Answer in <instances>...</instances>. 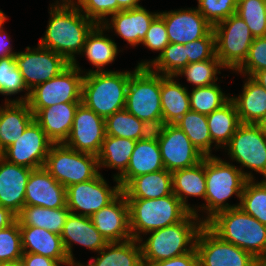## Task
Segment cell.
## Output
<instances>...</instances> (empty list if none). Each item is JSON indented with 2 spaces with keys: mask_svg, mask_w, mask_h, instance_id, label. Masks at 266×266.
I'll return each instance as SVG.
<instances>
[{
  "mask_svg": "<svg viewBox=\"0 0 266 266\" xmlns=\"http://www.w3.org/2000/svg\"><path fill=\"white\" fill-rule=\"evenodd\" d=\"M62 1L63 4L50 8L51 19L39 46L62 55L72 64L75 53L82 52L86 37L96 24L81 14L73 1Z\"/></svg>",
  "mask_w": 266,
  "mask_h": 266,
  "instance_id": "obj_1",
  "label": "cell"
},
{
  "mask_svg": "<svg viewBox=\"0 0 266 266\" xmlns=\"http://www.w3.org/2000/svg\"><path fill=\"white\" fill-rule=\"evenodd\" d=\"M206 225L223 241L236 245L254 258L266 254V225L239 207L217 213Z\"/></svg>",
  "mask_w": 266,
  "mask_h": 266,
  "instance_id": "obj_2",
  "label": "cell"
},
{
  "mask_svg": "<svg viewBox=\"0 0 266 266\" xmlns=\"http://www.w3.org/2000/svg\"><path fill=\"white\" fill-rule=\"evenodd\" d=\"M192 219L198 220V215L190 212L181 222L148 232L152 234L141 244L142 262L151 264L194 250L198 233L205 223L200 219L196 224Z\"/></svg>",
  "mask_w": 266,
  "mask_h": 266,
  "instance_id": "obj_3",
  "label": "cell"
},
{
  "mask_svg": "<svg viewBox=\"0 0 266 266\" xmlns=\"http://www.w3.org/2000/svg\"><path fill=\"white\" fill-rule=\"evenodd\" d=\"M131 74L129 71L90 70L83 79L81 102L104 119L125 109Z\"/></svg>",
  "mask_w": 266,
  "mask_h": 266,
  "instance_id": "obj_4",
  "label": "cell"
},
{
  "mask_svg": "<svg viewBox=\"0 0 266 266\" xmlns=\"http://www.w3.org/2000/svg\"><path fill=\"white\" fill-rule=\"evenodd\" d=\"M205 177L207 204L203 208L209 212L207 219L203 220L205 224L217 213L239 207V204L231 206L224 202L234 193L241 199L246 181L254 179L251 173H244L241 168L213 156H205Z\"/></svg>",
  "mask_w": 266,
  "mask_h": 266,
  "instance_id": "obj_5",
  "label": "cell"
},
{
  "mask_svg": "<svg viewBox=\"0 0 266 266\" xmlns=\"http://www.w3.org/2000/svg\"><path fill=\"white\" fill-rule=\"evenodd\" d=\"M132 238L181 222L190 211L172 193L156 199H127ZM138 231V232H137Z\"/></svg>",
  "mask_w": 266,
  "mask_h": 266,
  "instance_id": "obj_6",
  "label": "cell"
},
{
  "mask_svg": "<svg viewBox=\"0 0 266 266\" xmlns=\"http://www.w3.org/2000/svg\"><path fill=\"white\" fill-rule=\"evenodd\" d=\"M125 109L152 130L162 125L161 75L136 67L129 79Z\"/></svg>",
  "mask_w": 266,
  "mask_h": 266,
  "instance_id": "obj_7",
  "label": "cell"
},
{
  "mask_svg": "<svg viewBox=\"0 0 266 266\" xmlns=\"http://www.w3.org/2000/svg\"><path fill=\"white\" fill-rule=\"evenodd\" d=\"M44 168L65 188L99 174L96 155L76 151L64 143L51 145Z\"/></svg>",
  "mask_w": 266,
  "mask_h": 266,
  "instance_id": "obj_8",
  "label": "cell"
},
{
  "mask_svg": "<svg viewBox=\"0 0 266 266\" xmlns=\"http://www.w3.org/2000/svg\"><path fill=\"white\" fill-rule=\"evenodd\" d=\"M80 68L76 60L58 76L37 85L25 98L14 101H27L30 108H46L60 103H82V83Z\"/></svg>",
  "mask_w": 266,
  "mask_h": 266,
  "instance_id": "obj_9",
  "label": "cell"
},
{
  "mask_svg": "<svg viewBox=\"0 0 266 266\" xmlns=\"http://www.w3.org/2000/svg\"><path fill=\"white\" fill-rule=\"evenodd\" d=\"M216 57L229 69L237 70L246 60L254 40L245 21L236 13L213 26Z\"/></svg>",
  "mask_w": 266,
  "mask_h": 266,
  "instance_id": "obj_10",
  "label": "cell"
},
{
  "mask_svg": "<svg viewBox=\"0 0 266 266\" xmlns=\"http://www.w3.org/2000/svg\"><path fill=\"white\" fill-rule=\"evenodd\" d=\"M152 132L156 135L164 168L168 171L193 167L205 157L176 124H162Z\"/></svg>",
  "mask_w": 266,
  "mask_h": 266,
  "instance_id": "obj_11",
  "label": "cell"
},
{
  "mask_svg": "<svg viewBox=\"0 0 266 266\" xmlns=\"http://www.w3.org/2000/svg\"><path fill=\"white\" fill-rule=\"evenodd\" d=\"M16 66L19 69L28 90L58 76L70 63L60 54L38 46L36 50L27 47V52L15 55Z\"/></svg>",
  "mask_w": 266,
  "mask_h": 266,
  "instance_id": "obj_12",
  "label": "cell"
},
{
  "mask_svg": "<svg viewBox=\"0 0 266 266\" xmlns=\"http://www.w3.org/2000/svg\"><path fill=\"white\" fill-rule=\"evenodd\" d=\"M195 248L199 266H253L255 259L245 250L223 241L206 224L198 233Z\"/></svg>",
  "mask_w": 266,
  "mask_h": 266,
  "instance_id": "obj_13",
  "label": "cell"
},
{
  "mask_svg": "<svg viewBox=\"0 0 266 266\" xmlns=\"http://www.w3.org/2000/svg\"><path fill=\"white\" fill-rule=\"evenodd\" d=\"M122 189L119 182L112 189L99 173L92 180L73 184L66 188L67 208L70 213L82 210L77 215L91 217L103 207L111 203Z\"/></svg>",
  "mask_w": 266,
  "mask_h": 266,
  "instance_id": "obj_14",
  "label": "cell"
},
{
  "mask_svg": "<svg viewBox=\"0 0 266 266\" xmlns=\"http://www.w3.org/2000/svg\"><path fill=\"white\" fill-rule=\"evenodd\" d=\"M232 160L265 176L266 179V135L257 124H240L230 142Z\"/></svg>",
  "mask_w": 266,
  "mask_h": 266,
  "instance_id": "obj_15",
  "label": "cell"
},
{
  "mask_svg": "<svg viewBox=\"0 0 266 266\" xmlns=\"http://www.w3.org/2000/svg\"><path fill=\"white\" fill-rule=\"evenodd\" d=\"M52 144L40 125L33 120L22 136L7 147L1 156L16 165L38 169L44 167Z\"/></svg>",
  "mask_w": 266,
  "mask_h": 266,
  "instance_id": "obj_16",
  "label": "cell"
},
{
  "mask_svg": "<svg viewBox=\"0 0 266 266\" xmlns=\"http://www.w3.org/2000/svg\"><path fill=\"white\" fill-rule=\"evenodd\" d=\"M106 136L105 119L81 103L65 145L79 152L98 155Z\"/></svg>",
  "mask_w": 266,
  "mask_h": 266,
  "instance_id": "obj_17",
  "label": "cell"
},
{
  "mask_svg": "<svg viewBox=\"0 0 266 266\" xmlns=\"http://www.w3.org/2000/svg\"><path fill=\"white\" fill-rule=\"evenodd\" d=\"M90 219L96 230L108 243L123 242L132 238L129 224V207L123 192L107 206L95 212Z\"/></svg>",
  "mask_w": 266,
  "mask_h": 266,
  "instance_id": "obj_18",
  "label": "cell"
},
{
  "mask_svg": "<svg viewBox=\"0 0 266 266\" xmlns=\"http://www.w3.org/2000/svg\"><path fill=\"white\" fill-rule=\"evenodd\" d=\"M164 19L169 43L187 44L205 37L213 26L197 9L159 13Z\"/></svg>",
  "mask_w": 266,
  "mask_h": 266,
  "instance_id": "obj_19",
  "label": "cell"
},
{
  "mask_svg": "<svg viewBox=\"0 0 266 266\" xmlns=\"http://www.w3.org/2000/svg\"><path fill=\"white\" fill-rule=\"evenodd\" d=\"M25 206L50 209L66 207V188L57 182L44 167L33 169L26 185Z\"/></svg>",
  "mask_w": 266,
  "mask_h": 266,
  "instance_id": "obj_20",
  "label": "cell"
},
{
  "mask_svg": "<svg viewBox=\"0 0 266 266\" xmlns=\"http://www.w3.org/2000/svg\"><path fill=\"white\" fill-rule=\"evenodd\" d=\"M33 169L8 162L0 155V206L17 215L25 206L28 178Z\"/></svg>",
  "mask_w": 266,
  "mask_h": 266,
  "instance_id": "obj_21",
  "label": "cell"
},
{
  "mask_svg": "<svg viewBox=\"0 0 266 266\" xmlns=\"http://www.w3.org/2000/svg\"><path fill=\"white\" fill-rule=\"evenodd\" d=\"M81 103H60L46 108H30L34 120L53 144L65 143L72 129L76 110Z\"/></svg>",
  "mask_w": 266,
  "mask_h": 266,
  "instance_id": "obj_22",
  "label": "cell"
},
{
  "mask_svg": "<svg viewBox=\"0 0 266 266\" xmlns=\"http://www.w3.org/2000/svg\"><path fill=\"white\" fill-rule=\"evenodd\" d=\"M163 169L165 168L159 144L156 135L152 132L146 138L136 142L127 170L118 177L117 182L123 189L133 178Z\"/></svg>",
  "mask_w": 266,
  "mask_h": 266,
  "instance_id": "obj_23",
  "label": "cell"
},
{
  "mask_svg": "<svg viewBox=\"0 0 266 266\" xmlns=\"http://www.w3.org/2000/svg\"><path fill=\"white\" fill-rule=\"evenodd\" d=\"M62 243L70 262L77 266L73 260L71 241L81 244L90 250L101 251L108 242L96 230L90 217L69 213L61 234Z\"/></svg>",
  "mask_w": 266,
  "mask_h": 266,
  "instance_id": "obj_24",
  "label": "cell"
},
{
  "mask_svg": "<svg viewBox=\"0 0 266 266\" xmlns=\"http://www.w3.org/2000/svg\"><path fill=\"white\" fill-rule=\"evenodd\" d=\"M19 229L23 253H36L61 264L75 266L65 252L61 235L33 226H19Z\"/></svg>",
  "mask_w": 266,
  "mask_h": 266,
  "instance_id": "obj_25",
  "label": "cell"
},
{
  "mask_svg": "<svg viewBox=\"0 0 266 266\" xmlns=\"http://www.w3.org/2000/svg\"><path fill=\"white\" fill-rule=\"evenodd\" d=\"M0 107V154L22 136L34 120L27 101H5Z\"/></svg>",
  "mask_w": 266,
  "mask_h": 266,
  "instance_id": "obj_26",
  "label": "cell"
},
{
  "mask_svg": "<svg viewBox=\"0 0 266 266\" xmlns=\"http://www.w3.org/2000/svg\"><path fill=\"white\" fill-rule=\"evenodd\" d=\"M158 14H152L142 6L121 10L112 15L110 25L119 36L135 46L143 41L150 24Z\"/></svg>",
  "mask_w": 266,
  "mask_h": 266,
  "instance_id": "obj_27",
  "label": "cell"
},
{
  "mask_svg": "<svg viewBox=\"0 0 266 266\" xmlns=\"http://www.w3.org/2000/svg\"><path fill=\"white\" fill-rule=\"evenodd\" d=\"M126 199H156L173 193L172 172L166 169L139 175L123 189Z\"/></svg>",
  "mask_w": 266,
  "mask_h": 266,
  "instance_id": "obj_28",
  "label": "cell"
},
{
  "mask_svg": "<svg viewBox=\"0 0 266 266\" xmlns=\"http://www.w3.org/2000/svg\"><path fill=\"white\" fill-rule=\"evenodd\" d=\"M239 97H232L240 123L258 124L266 115V90L252 77L243 86Z\"/></svg>",
  "mask_w": 266,
  "mask_h": 266,
  "instance_id": "obj_29",
  "label": "cell"
},
{
  "mask_svg": "<svg viewBox=\"0 0 266 266\" xmlns=\"http://www.w3.org/2000/svg\"><path fill=\"white\" fill-rule=\"evenodd\" d=\"M172 77L161 75L162 124H176L190 110L189 92Z\"/></svg>",
  "mask_w": 266,
  "mask_h": 266,
  "instance_id": "obj_30",
  "label": "cell"
},
{
  "mask_svg": "<svg viewBox=\"0 0 266 266\" xmlns=\"http://www.w3.org/2000/svg\"><path fill=\"white\" fill-rule=\"evenodd\" d=\"M173 194L182 202V204L192 213L196 209L191 208L186 203L187 196H201L205 199L206 195V177H205V157L197 165L178 169L172 172ZM187 195V196H186Z\"/></svg>",
  "mask_w": 266,
  "mask_h": 266,
  "instance_id": "obj_31",
  "label": "cell"
},
{
  "mask_svg": "<svg viewBox=\"0 0 266 266\" xmlns=\"http://www.w3.org/2000/svg\"><path fill=\"white\" fill-rule=\"evenodd\" d=\"M137 242L139 246H136ZM140 242L131 238L123 242L108 243L99 251L101 256L93 259L87 266H141L143 262ZM77 266L82 265L78 263Z\"/></svg>",
  "mask_w": 266,
  "mask_h": 266,
  "instance_id": "obj_32",
  "label": "cell"
},
{
  "mask_svg": "<svg viewBox=\"0 0 266 266\" xmlns=\"http://www.w3.org/2000/svg\"><path fill=\"white\" fill-rule=\"evenodd\" d=\"M69 213L70 210L67 206L55 209L24 206L16 215V220L19 222V226L43 228L61 235Z\"/></svg>",
  "mask_w": 266,
  "mask_h": 266,
  "instance_id": "obj_33",
  "label": "cell"
},
{
  "mask_svg": "<svg viewBox=\"0 0 266 266\" xmlns=\"http://www.w3.org/2000/svg\"><path fill=\"white\" fill-rule=\"evenodd\" d=\"M136 142L129 138L105 136L97 155L98 165L119 169L120 174L114 176L116 182L118 177L127 170Z\"/></svg>",
  "mask_w": 266,
  "mask_h": 266,
  "instance_id": "obj_34",
  "label": "cell"
},
{
  "mask_svg": "<svg viewBox=\"0 0 266 266\" xmlns=\"http://www.w3.org/2000/svg\"><path fill=\"white\" fill-rule=\"evenodd\" d=\"M206 116L212 142L216 141L217 145L223 144L225 147L241 124L234 102L230 99L221 108Z\"/></svg>",
  "mask_w": 266,
  "mask_h": 266,
  "instance_id": "obj_35",
  "label": "cell"
},
{
  "mask_svg": "<svg viewBox=\"0 0 266 266\" xmlns=\"http://www.w3.org/2000/svg\"><path fill=\"white\" fill-rule=\"evenodd\" d=\"M106 135L129 138L135 141L146 138L152 129L126 109L115 112L105 119Z\"/></svg>",
  "mask_w": 266,
  "mask_h": 266,
  "instance_id": "obj_36",
  "label": "cell"
},
{
  "mask_svg": "<svg viewBox=\"0 0 266 266\" xmlns=\"http://www.w3.org/2000/svg\"><path fill=\"white\" fill-rule=\"evenodd\" d=\"M102 26V27H100ZM102 28V29H101ZM103 25H96L87 35L82 52H85L88 60L96 67L95 71H103L100 68L114 61L117 55L116 43L103 36Z\"/></svg>",
  "mask_w": 266,
  "mask_h": 266,
  "instance_id": "obj_37",
  "label": "cell"
},
{
  "mask_svg": "<svg viewBox=\"0 0 266 266\" xmlns=\"http://www.w3.org/2000/svg\"><path fill=\"white\" fill-rule=\"evenodd\" d=\"M176 125L204 156H211L210 149L213 142L205 114L189 110Z\"/></svg>",
  "mask_w": 266,
  "mask_h": 266,
  "instance_id": "obj_38",
  "label": "cell"
},
{
  "mask_svg": "<svg viewBox=\"0 0 266 266\" xmlns=\"http://www.w3.org/2000/svg\"><path fill=\"white\" fill-rule=\"evenodd\" d=\"M151 63V64H149ZM188 65L186 49L183 44L169 43L168 46L159 54L158 58L152 62L139 63L138 67H148L152 72L159 74L162 71L163 76H174ZM151 67L155 68L154 71Z\"/></svg>",
  "mask_w": 266,
  "mask_h": 266,
  "instance_id": "obj_39",
  "label": "cell"
},
{
  "mask_svg": "<svg viewBox=\"0 0 266 266\" xmlns=\"http://www.w3.org/2000/svg\"><path fill=\"white\" fill-rule=\"evenodd\" d=\"M239 208L266 225V179L254 183L248 179L244 185Z\"/></svg>",
  "mask_w": 266,
  "mask_h": 266,
  "instance_id": "obj_40",
  "label": "cell"
},
{
  "mask_svg": "<svg viewBox=\"0 0 266 266\" xmlns=\"http://www.w3.org/2000/svg\"><path fill=\"white\" fill-rule=\"evenodd\" d=\"M231 98L225 97L217 84L193 88L189 93L190 110L201 114H211L214 110L221 108Z\"/></svg>",
  "mask_w": 266,
  "mask_h": 266,
  "instance_id": "obj_41",
  "label": "cell"
},
{
  "mask_svg": "<svg viewBox=\"0 0 266 266\" xmlns=\"http://www.w3.org/2000/svg\"><path fill=\"white\" fill-rule=\"evenodd\" d=\"M236 14L255 37L266 36V0H238Z\"/></svg>",
  "mask_w": 266,
  "mask_h": 266,
  "instance_id": "obj_42",
  "label": "cell"
},
{
  "mask_svg": "<svg viewBox=\"0 0 266 266\" xmlns=\"http://www.w3.org/2000/svg\"><path fill=\"white\" fill-rule=\"evenodd\" d=\"M224 68L220 60L215 56L213 59L200 62L189 63L182 68L175 76L185 75L187 81L195 84L196 88L215 84L217 81L216 74L220 73L218 68Z\"/></svg>",
  "mask_w": 266,
  "mask_h": 266,
  "instance_id": "obj_43",
  "label": "cell"
},
{
  "mask_svg": "<svg viewBox=\"0 0 266 266\" xmlns=\"http://www.w3.org/2000/svg\"><path fill=\"white\" fill-rule=\"evenodd\" d=\"M23 255L19 222L0 230V264L21 260Z\"/></svg>",
  "mask_w": 266,
  "mask_h": 266,
  "instance_id": "obj_44",
  "label": "cell"
},
{
  "mask_svg": "<svg viewBox=\"0 0 266 266\" xmlns=\"http://www.w3.org/2000/svg\"><path fill=\"white\" fill-rule=\"evenodd\" d=\"M23 89L28 91L16 66L15 55L0 58V94L13 95Z\"/></svg>",
  "mask_w": 266,
  "mask_h": 266,
  "instance_id": "obj_45",
  "label": "cell"
},
{
  "mask_svg": "<svg viewBox=\"0 0 266 266\" xmlns=\"http://www.w3.org/2000/svg\"><path fill=\"white\" fill-rule=\"evenodd\" d=\"M238 0H198L197 10L212 25L236 13Z\"/></svg>",
  "mask_w": 266,
  "mask_h": 266,
  "instance_id": "obj_46",
  "label": "cell"
},
{
  "mask_svg": "<svg viewBox=\"0 0 266 266\" xmlns=\"http://www.w3.org/2000/svg\"><path fill=\"white\" fill-rule=\"evenodd\" d=\"M77 6L82 7L84 15L92 20L96 25L103 24L104 29H109L108 21L104 22L105 16L113 15L122 9L118 6L117 0H78ZM80 5V6H79ZM103 22H102V21ZM102 22V23H101Z\"/></svg>",
  "mask_w": 266,
  "mask_h": 266,
  "instance_id": "obj_47",
  "label": "cell"
},
{
  "mask_svg": "<svg viewBox=\"0 0 266 266\" xmlns=\"http://www.w3.org/2000/svg\"><path fill=\"white\" fill-rule=\"evenodd\" d=\"M266 69V36L255 37L244 63L237 69L253 77L258 71Z\"/></svg>",
  "mask_w": 266,
  "mask_h": 266,
  "instance_id": "obj_48",
  "label": "cell"
},
{
  "mask_svg": "<svg viewBox=\"0 0 266 266\" xmlns=\"http://www.w3.org/2000/svg\"><path fill=\"white\" fill-rule=\"evenodd\" d=\"M188 64L213 59L216 56L215 34L213 29L203 38L184 44Z\"/></svg>",
  "mask_w": 266,
  "mask_h": 266,
  "instance_id": "obj_49",
  "label": "cell"
},
{
  "mask_svg": "<svg viewBox=\"0 0 266 266\" xmlns=\"http://www.w3.org/2000/svg\"><path fill=\"white\" fill-rule=\"evenodd\" d=\"M141 43L151 50L161 51L160 54L168 46L167 29L164 19L159 14L153 19Z\"/></svg>",
  "mask_w": 266,
  "mask_h": 266,
  "instance_id": "obj_50",
  "label": "cell"
},
{
  "mask_svg": "<svg viewBox=\"0 0 266 266\" xmlns=\"http://www.w3.org/2000/svg\"><path fill=\"white\" fill-rule=\"evenodd\" d=\"M147 266H199V257L196 248L186 254L168 260L145 264Z\"/></svg>",
  "mask_w": 266,
  "mask_h": 266,
  "instance_id": "obj_51",
  "label": "cell"
},
{
  "mask_svg": "<svg viewBox=\"0 0 266 266\" xmlns=\"http://www.w3.org/2000/svg\"><path fill=\"white\" fill-rule=\"evenodd\" d=\"M21 261L24 266H59L61 263L36 253H23Z\"/></svg>",
  "mask_w": 266,
  "mask_h": 266,
  "instance_id": "obj_52",
  "label": "cell"
},
{
  "mask_svg": "<svg viewBox=\"0 0 266 266\" xmlns=\"http://www.w3.org/2000/svg\"><path fill=\"white\" fill-rule=\"evenodd\" d=\"M6 18L0 22V58L3 57H7L10 55H16V52H11V47L9 46V36H7V34L3 37V30L2 28V24L5 22Z\"/></svg>",
  "mask_w": 266,
  "mask_h": 266,
  "instance_id": "obj_53",
  "label": "cell"
},
{
  "mask_svg": "<svg viewBox=\"0 0 266 266\" xmlns=\"http://www.w3.org/2000/svg\"><path fill=\"white\" fill-rule=\"evenodd\" d=\"M16 220V215L8 208L0 206V230L8 227Z\"/></svg>",
  "mask_w": 266,
  "mask_h": 266,
  "instance_id": "obj_54",
  "label": "cell"
},
{
  "mask_svg": "<svg viewBox=\"0 0 266 266\" xmlns=\"http://www.w3.org/2000/svg\"><path fill=\"white\" fill-rule=\"evenodd\" d=\"M138 1L140 0H117L118 6L122 10H128V9L140 7V5L138 4Z\"/></svg>",
  "mask_w": 266,
  "mask_h": 266,
  "instance_id": "obj_55",
  "label": "cell"
},
{
  "mask_svg": "<svg viewBox=\"0 0 266 266\" xmlns=\"http://www.w3.org/2000/svg\"><path fill=\"white\" fill-rule=\"evenodd\" d=\"M252 78L266 90V69L258 71Z\"/></svg>",
  "mask_w": 266,
  "mask_h": 266,
  "instance_id": "obj_56",
  "label": "cell"
},
{
  "mask_svg": "<svg viewBox=\"0 0 266 266\" xmlns=\"http://www.w3.org/2000/svg\"><path fill=\"white\" fill-rule=\"evenodd\" d=\"M253 266H266V254L263 256L256 257L254 259Z\"/></svg>",
  "mask_w": 266,
  "mask_h": 266,
  "instance_id": "obj_57",
  "label": "cell"
},
{
  "mask_svg": "<svg viewBox=\"0 0 266 266\" xmlns=\"http://www.w3.org/2000/svg\"><path fill=\"white\" fill-rule=\"evenodd\" d=\"M0 266H24L21 260L1 263Z\"/></svg>",
  "mask_w": 266,
  "mask_h": 266,
  "instance_id": "obj_58",
  "label": "cell"
},
{
  "mask_svg": "<svg viewBox=\"0 0 266 266\" xmlns=\"http://www.w3.org/2000/svg\"><path fill=\"white\" fill-rule=\"evenodd\" d=\"M261 131L266 135V115L261 119V121L257 124Z\"/></svg>",
  "mask_w": 266,
  "mask_h": 266,
  "instance_id": "obj_59",
  "label": "cell"
},
{
  "mask_svg": "<svg viewBox=\"0 0 266 266\" xmlns=\"http://www.w3.org/2000/svg\"><path fill=\"white\" fill-rule=\"evenodd\" d=\"M5 18V14L0 10V22H2Z\"/></svg>",
  "mask_w": 266,
  "mask_h": 266,
  "instance_id": "obj_60",
  "label": "cell"
}]
</instances>
